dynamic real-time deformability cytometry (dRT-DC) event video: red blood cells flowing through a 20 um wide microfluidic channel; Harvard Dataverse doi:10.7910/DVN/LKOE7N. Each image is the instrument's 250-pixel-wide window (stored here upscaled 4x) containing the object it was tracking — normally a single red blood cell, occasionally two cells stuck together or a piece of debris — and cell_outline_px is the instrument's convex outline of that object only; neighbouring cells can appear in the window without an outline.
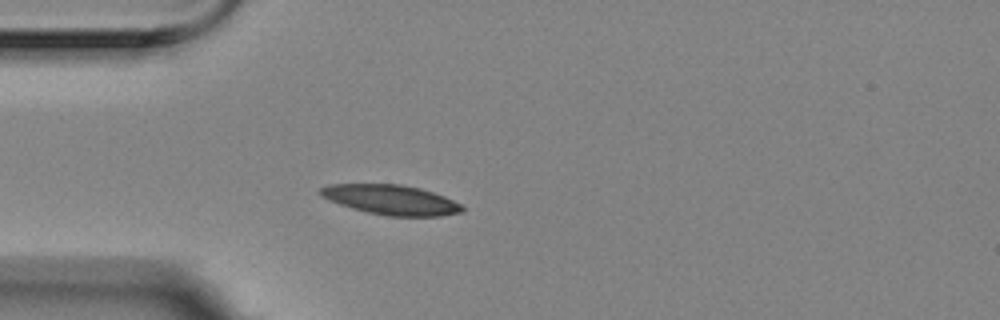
{"species": "Egyptian fruit bat (a non-hibernating species)", "species_latin": "Rousettus aegyptiacus", "temperature_condition": "room temperature", "stored_images_in_passage": 3, "camera_frame_rate_fps": 3000, "um_per_image_px": 0.085, "animal": {"sex": "female"}, "frame": {"image": 1, "passage_image": 3, "time_ms": 0.667, "image_size_px": [1000, 320], "cell_outline_px": [[464, 212], [440, 216], [388, 216], [368, 212], [352, 208], [328, 200], [320, 196], [316, 192], [320, 188], [328, 184], [400, 184], [420, 188], [444, 196], [460, 204], [464, 208]], "centroid_in_image_um": [33.2, 16.98], "position_along_channel_um": 51.8, "area_um2": 24.68}}